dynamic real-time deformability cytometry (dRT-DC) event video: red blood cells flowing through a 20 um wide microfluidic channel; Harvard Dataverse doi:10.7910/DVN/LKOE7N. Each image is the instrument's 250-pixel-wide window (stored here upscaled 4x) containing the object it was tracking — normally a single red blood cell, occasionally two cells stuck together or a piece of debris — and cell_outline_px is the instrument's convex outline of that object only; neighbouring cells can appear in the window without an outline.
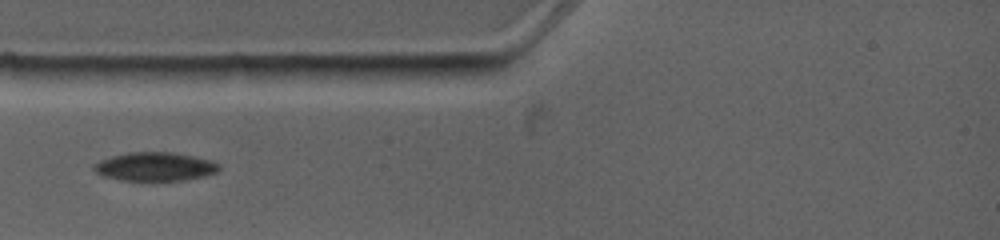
{"species": "common noctule bat (a hibernating species)", "species_latin": "Nyctalus noctula", "temperature_condition": "warm", "stored_images_in_passage": 3, "camera_frame_rate_fps": 4500, "um_per_image_px": 0.085, "animal": {"sex": "female", "body_mass_g": 19.0, "forearm_length_mm": 53.3}, "frame": {"image": 1, "passage_image": 1, "time_ms": 0.0, "image_size_px": [1000, 240], "cell_outline_px": [[220, 172], [204, 176], [184, 180], [120, 180], [104, 176], [96, 172], [92, 168], [92, 164], [100, 160], [112, 156], [128, 152], [168, 152], [192, 156], [212, 160], [220, 164]], "centroid_in_image_um": [13.19, 14.16], "position_along_channel_um": 71.8, "area_um2": 20.92}}
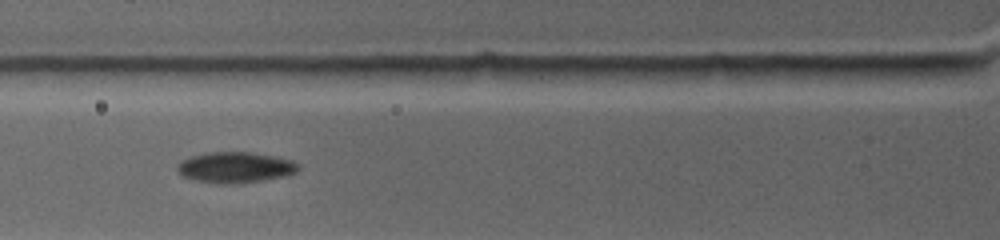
{"frame": {"image": 2, "passage_image": 2, "time_ms": 0.889, "image_size_px": [1000, 240], "cell_outline_px": [[300, 168], [296, 172], [284, 176], [264, 180], [232, 184], [220, 184], [196, 180], [184, 176], [176, 168], [176, 164], [192, 156], [208, 152], [252, 152], [292, 160], [300, 164]], "centroid_in_image_um": [20.03, 14.23], "position_along_channel_um": 105.8, "area_um2": 21.62}}
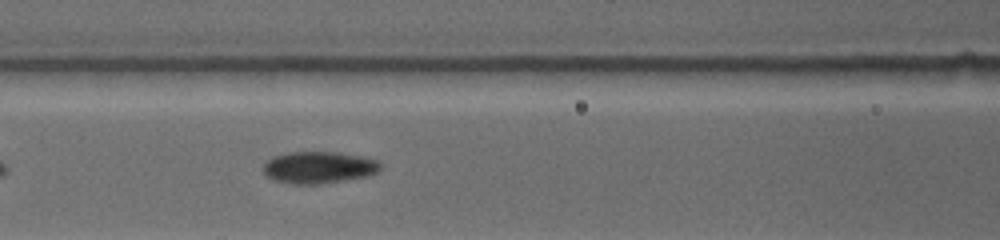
{"frame": {"image": 3, "passage_image": 3, "time_ms": 1.778, "image_size_px": [1000, 240], "cell_outline_px": [[380, 168], [372, 176], [320, 184], [292, 184], [272, 180], [264, 176], [260, 168], [264, 160], [272, 156], [288, 152], [336, 152], [360, 156], [380, 160]], "centroid_in_image_um": [27.02, 14.24], "position_along_channel_um": 139.6, "area_um2": 22.43}}